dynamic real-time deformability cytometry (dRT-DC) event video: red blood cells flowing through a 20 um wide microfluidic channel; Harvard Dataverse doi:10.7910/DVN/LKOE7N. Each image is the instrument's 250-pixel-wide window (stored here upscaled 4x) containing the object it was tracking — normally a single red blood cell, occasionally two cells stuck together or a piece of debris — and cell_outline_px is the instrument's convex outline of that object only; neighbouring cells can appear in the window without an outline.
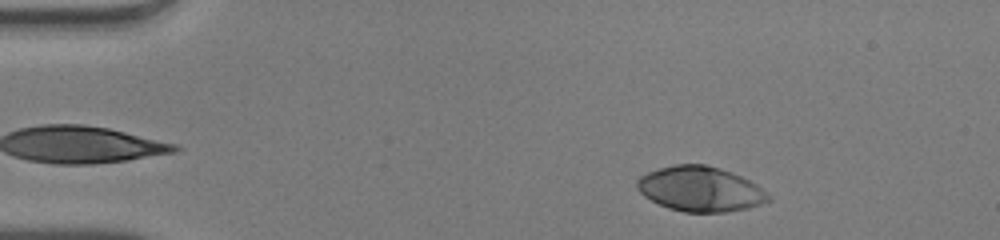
{"species": "human", "species_latin": "Homo sapiens", "temperature_condition": "warm", "stored_images_in_passage": 47, "camera_frame_rate_fps": 3000, "um_per_image_px": 0.085, "donor": {"sex": "male"}, "frame": {"image": 1, "passage_image": 4, "time_ms": 1.0, "image_size_px": [1000, 240], "cell_outline_px": [[772, 200], [748, 208], [724, 212], [684, 212], [668, 208], [644, 196], [636, 188], [636, 180], [640, 176], [648, 172], [660, 168], [676, 164], [704, 164], [720, 168], [740, 176], [756, 184], [772, 196]], "centroid_in_image_um": [59.53, 16.07], "position_along_channel_um": 25.5, "area_um2": 34.33}}
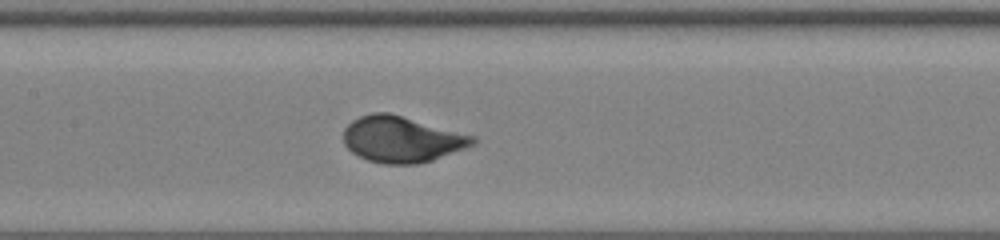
{"frame": {"image": 2, "passage_image": 21, "time_ms": 6.667, "image_size_px": [1000, 240], "cell_outline_px": [[476, 140], [472, 144], [464, 148], [432, 160], [420, 164], [384, 164], [368, 160], [352, 152], [344, 144], [344, 128], [352, 120], [360, 116], [372, 112], [388, 112], [476, 136]], "centroid_in_image_um": [34.12, 11.83], "position_along_channel_um": 173.3, "area_um2": 34.51}}
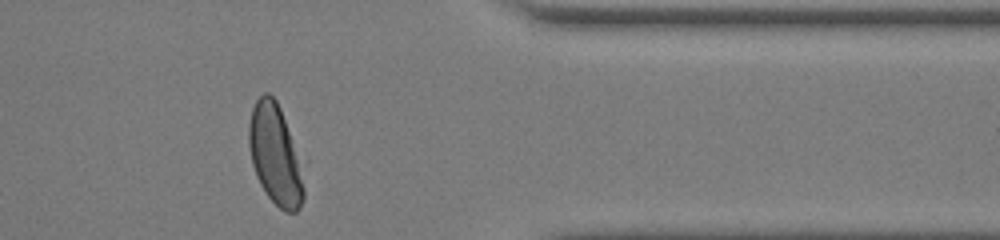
{"frame": {"image": 3, "passage_image": 38, "time_ms": 12.333, "image_size_px": [1000, 240], "cell_outline_px": [[304, 200], [300, 208], [296, 212], [284, 212], [268, 196], [260, 184], [256, 176], [252, 164], [248, 144], [248, 124], [252, 108], [256, 100], [264, 92], [268, 92], [276, 100], [280, 108], [300, 160], [304, 188]], "centroid_in_image_um": [23.38, 13.17], "position_along_channel_um": 388.0, "area_um2": 31.96}, "authors_computed_cell_mechanics": {"area_um2": 34.4488, "velocity_mm_per_s": 4.058, "shape_relaxation_time_tau1_ms": 2.7267, "shape_relaxation_time_tau2_ms": null, "deformation_change_tau1": 0.1936, "deformation_change_tau2": null}}